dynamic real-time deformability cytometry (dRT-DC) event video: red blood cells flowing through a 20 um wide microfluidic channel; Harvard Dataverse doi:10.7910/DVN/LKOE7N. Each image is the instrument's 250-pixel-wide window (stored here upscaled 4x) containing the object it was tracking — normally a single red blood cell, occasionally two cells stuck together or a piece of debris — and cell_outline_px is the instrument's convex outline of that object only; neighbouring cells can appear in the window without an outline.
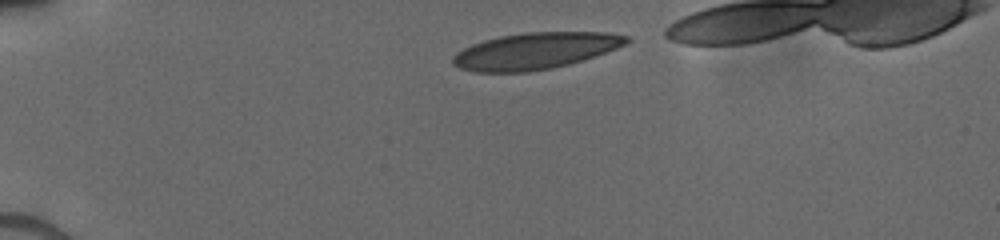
{"species": "human", "species_latin": "Homo sapiens", "temperature_condition": "cold", "stored_images_in_passage": 9, "camera_frame_rate_fps": 3000, "um_per_image_px": 0.085, "donor": {"sex": "male"}, "frame": {"image": 1, "passage_image": 1, "time_ms": 0.0, "image_size_px": [1000, 240], "cell_outline_px": [[632, 40], [616, 48], [568, 64], [552, 68], [528, 72], [472, 72], [460, 68], [452, 64], [452, 56], [456, 52], [472, 44], [484, 40], [500, 36], [524, 32], [608, 32], [628, 36]], "centroid_in_image_um": [45.45, 4.32], "position_along_channel_um": 39.6, "area_um2": 36.82}}
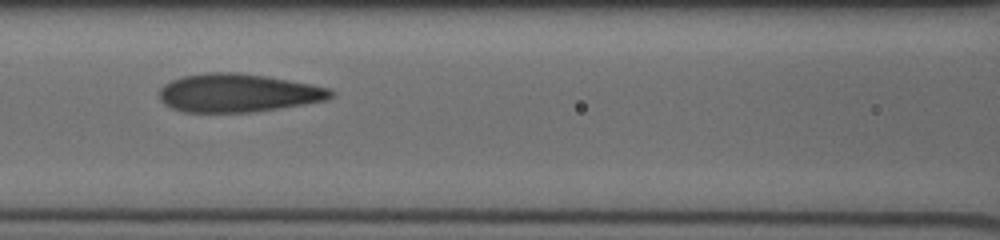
{"frame": {"image": 2, "passage_image": 5, "time_ms": 4.0, "image_size_px": [1000, 240], "cell_outline_px": [[332, 96], [324, 100], [304, 104], [252, 112], [184, 112], [172, 108], [164, 104], [160, 100], [160, 88], [164, 84], [172, 80], [184, 76], [208, 72], [236, 72], [264, 76], [312, 84], [328, 88], [332, 92]], "centroid_in_image_um": [20.18, 7.9], "position_along_channel_um": 146.4, "area_um2": 37.97}}
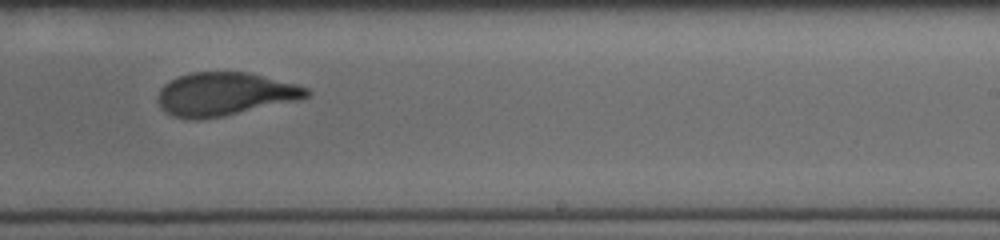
{"frame": {"image": 3, "passage_image": 8, "time_ms": 7.0, "image_size_px": [1000, 240], "cell_outline_px": [[312, 92], [308, 96], [220, 116], [176, 116], [160, 108], [160, 88], [168, 80], [176, 76], [192, 72], [248, 72], [296, 84], [308, 88]], "centroid_in_image_um": [19.08, 7.92], "position_along_channel_um": 269.9, "area_um2": 35.78}}